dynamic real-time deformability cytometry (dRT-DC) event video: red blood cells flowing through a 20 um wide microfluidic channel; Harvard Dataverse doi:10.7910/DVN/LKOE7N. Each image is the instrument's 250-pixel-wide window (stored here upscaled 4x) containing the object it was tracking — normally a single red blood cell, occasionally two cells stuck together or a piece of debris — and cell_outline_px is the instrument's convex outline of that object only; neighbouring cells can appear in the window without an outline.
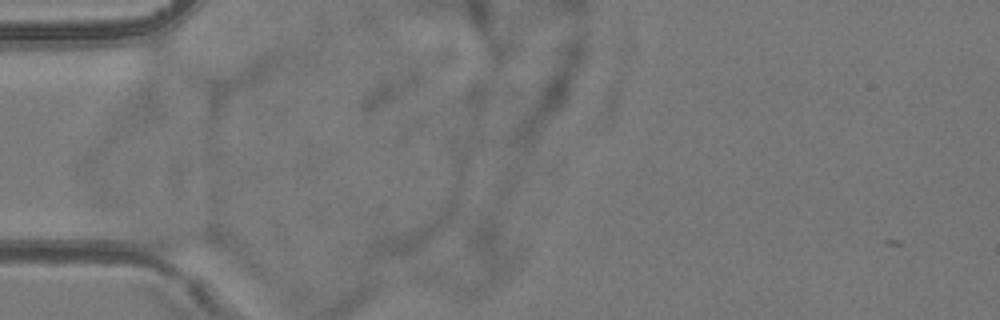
{"species": "common noctule bat (a hibernating species)", "species_latin": "Nyctalus noctula", "temperature_condition": "room temperature", "stored_images_in_passage": 3, "camera_frame_rate_fps": 3000, "um_per_image_px": 0.085, "animal": {"sex": "female", "body_mass_g": 24.6, "forearm_length_mm": 56.2}, "frame": {"image": 1, "passage_image": 2, "time_ms": 0.333, "image_size_px": [1000, 320], "cell_outline_px": [[228, 248], [172, 252], [168, 252], [156, 248], [148, 244], [132, 228], [144, 224], [216, 232], [220, 236]], "centroid_in_image_um": [15.24, 20.28], "position_along_channel_um": 69.8, "area_um2": 12.66}}